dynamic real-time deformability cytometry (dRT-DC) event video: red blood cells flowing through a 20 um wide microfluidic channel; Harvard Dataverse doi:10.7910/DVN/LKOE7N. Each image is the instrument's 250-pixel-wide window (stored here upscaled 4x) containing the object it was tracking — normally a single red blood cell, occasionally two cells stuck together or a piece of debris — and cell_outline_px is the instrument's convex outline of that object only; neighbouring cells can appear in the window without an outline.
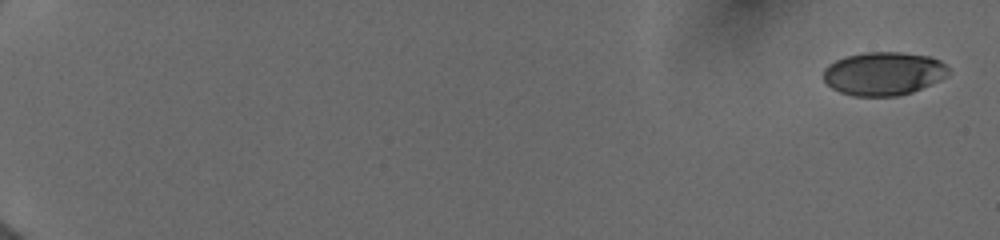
{"species": "human", "species_latin": "Homo sapiens", "temperature_condition": "cold", "stored_images_in_passage": 39, "camera_frame_rate_fps": 3000, "um_per_image_px": 0.085, "donor": {"sex": "female"}, "frame": {"image": 1, "passage_image": 1, "time_ms": 0.0, "image_size_px": [1000, 240], "cell_outline_px": [[948, 72], [940, 80], [912, 92], [900, 96], [852, 96], [840, 92], [832, 88], [824, 80], [824, 68], [828, 64], [844, 56], [864, 52], [900, 52], [928, 56], [940, 60], [948, 68]], "centroid_in_image_um": [75.07, 6.25], "position_along_channel_um": 9.9, "area_um2": 31.62}}
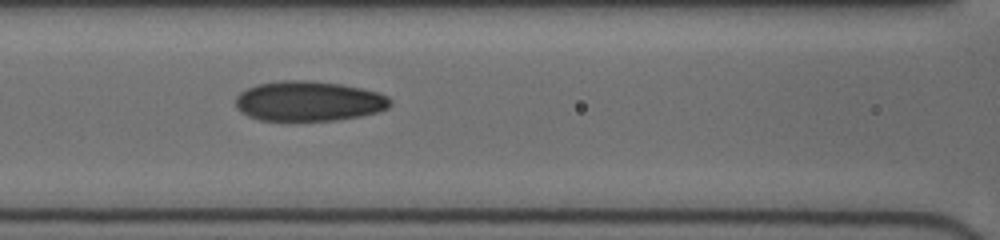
{"frame": {"image": 2, "passage_image": 22, "time_ms": 8.667, "image_size_px": [1000, 240], "cell_outline_px": [[392, 104], [388, 108], [376, 112], [360, 116], [336, 120], [260, 120], [248, 116], [240, 112], [236, 108], [236, 96], [240, 92], [256, 84], [276, 80], [312, 80], [340, 84], [360, 88], [376, 92], [388, 96], [392, 100]], "centroid_in_image_um": [26.22, 8.59], "position_along_channel_um": 140.4, "area_um2": 36.18}}
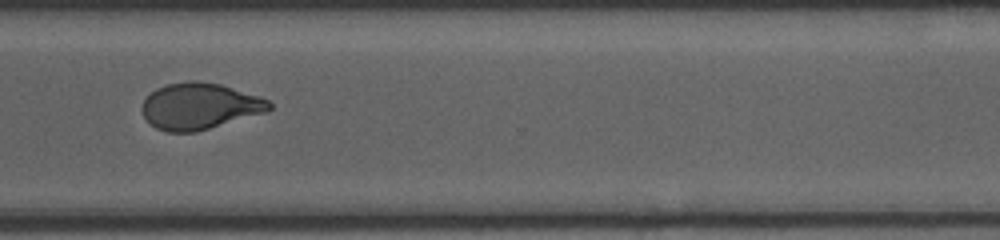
{"frame": {"image": 3, "passage_image": 38, "time_ms": 14.0, "image_size_px": [1000, 240], "cell_outline_px": [[272, 108], [268, 112], [196, 132], [168, 132], [156, 128], [144, 116], [140, 108], [144, 100], [156, 88], [168, 84], [188, 80], [196, 80], [220, 84], [268, 100], [272, 104]], "centroid_in_image_um": [16.96, 9.03], "position_along_channel_um": 353.6, "area_um2": 34.28}}